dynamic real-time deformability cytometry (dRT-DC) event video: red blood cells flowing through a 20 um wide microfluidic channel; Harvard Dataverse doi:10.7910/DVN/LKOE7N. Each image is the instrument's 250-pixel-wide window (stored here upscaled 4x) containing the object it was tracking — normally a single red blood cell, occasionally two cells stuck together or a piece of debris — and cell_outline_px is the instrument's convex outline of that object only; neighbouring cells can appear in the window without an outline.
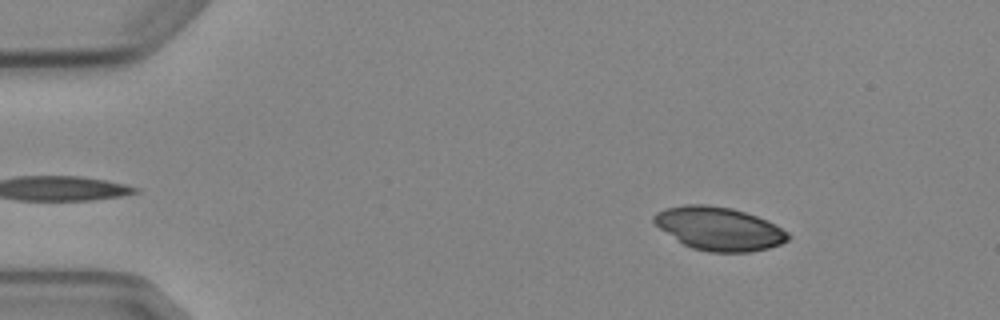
{"species": "Egyptian fruit bat (a non-hibernating species)", "species_latin": "Rousettus aegyptiacus", "temperature_condition": "cold", "stored_images_in_passage": 4, "camera_frame_rate_fps": 3000, "um_per_image_px": 0.085, "animal": {"sex": "female"}, "frame": {"image": 1, "passage_image": 2, "time_ms": 1.0, "image_size_px": [1000, 320], "cell_outline_px": [[792, 236], [788, 240], [780, 244], [768, 248], [748, 252], [708, 252], [692, 248], [684, 244], [660, 228], [652, 220], [652, 216], [656, 212], [664, 208], [684, 204], [708, 204], [732, 208], [768, 220], [776, 224], [788, 232]], "centroid_in_image_um": [61.13, 19.42], "position_along_channel_um": 23.9, "area_um2": 33.93}}